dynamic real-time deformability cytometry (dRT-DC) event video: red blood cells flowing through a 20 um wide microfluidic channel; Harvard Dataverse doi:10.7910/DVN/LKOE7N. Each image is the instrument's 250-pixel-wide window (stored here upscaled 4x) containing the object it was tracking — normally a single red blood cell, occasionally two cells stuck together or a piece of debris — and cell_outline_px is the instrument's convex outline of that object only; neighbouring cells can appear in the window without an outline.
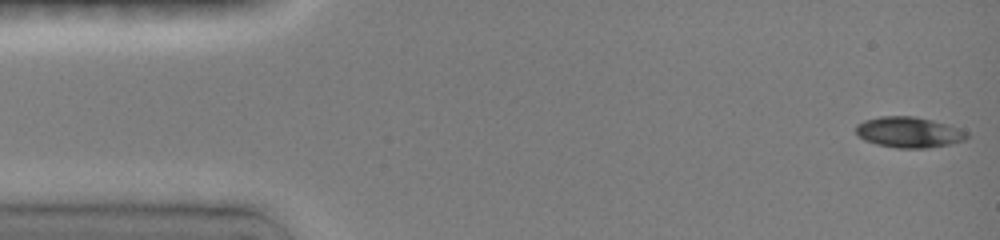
{"species": "common noctule bat (a hibernating species)", "species_latin": "Nyctalus noctula", "temperature_condition": "room temperature", "stored_images_in_passage": 34, "camera_frame_rate_fps": 3000, "um_per_image_px": 0.085, "animal": {"sex": "female", "body_mass_g": 19.0, "forearm_length_mm": 51.5}, "frame": {"image": 1, "passage_image": 1, "time_ms": 0.0, "image_size_px": [1000, 240], "cell_outline_px": [[968, 136], [964, 140], [948, 144], [928, 148], [896, 148], [876, 144], [864, 140], [856, 132], [856, 124], [864, 120], [880, 116], [916, 116], [948, 124], [968, 132]], "centroid_in_image_um": [77.24, 11.23], "position_along_channel_um": 7.8, "area_um2": 19.88}}
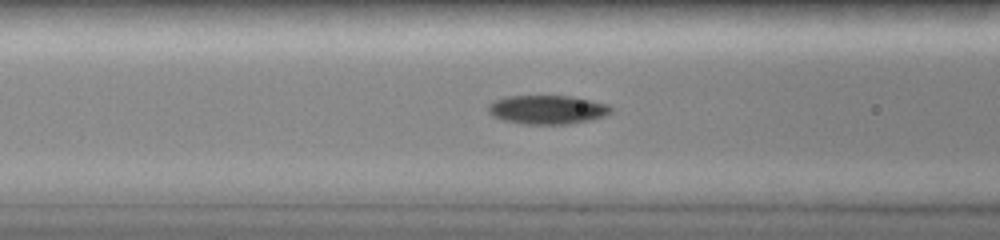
{"frame": {"image": 2, "passage_image": 14, "time_ms": 5.667, "image_size_px": [1000, 240], "cell_outline_px": [[612, 112], [604, 116], [592, 120], [568, 124], [524, 124], [504, 120], [492, 116], [488, 112], [488, 104], [496, 100], [508, 96], [568, 96], [608, 104], [612, 108]], "centroid_in_image_um": [46.52, 9.33], "position_along_channel_um": 120.1, "area_um2": 20.58}}
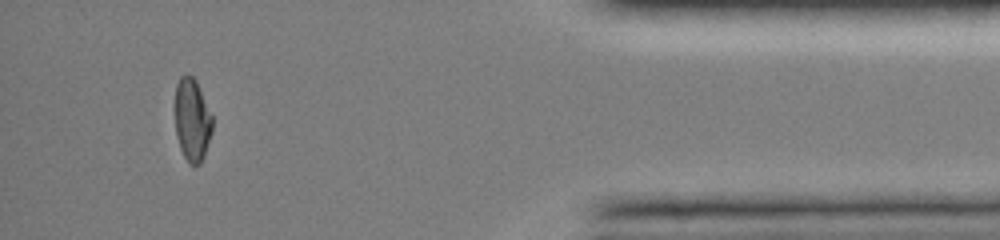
{"frame": {"image": 3, "passage_image": 31, "time_ms": 14.0, "image_size_px": [1000, 240], "cell_outline_px": [[212, 132], [204, 156], [200, 164], [188, 164], [180, 148], [176, 136], [176, 84], [180, 76], [184, 72], [188, 72], [196, 80], [212, 116]], "centroid_in_image_um": [16.33, 10.17], "position_along_channel_um": 418.9, "area_um2": 18.03}, "authors_computed_cell_mechanics": {"area_um2": 19.5942, "velocity_mm_per_s": 4.0553, "shape_relaxation_time_tau1_ms": 11.1893, "shape_relaxation_time_tau2_ms": 6.9655, "deformation_change_tau1": 0.2896, "deformation_change_tau2": 0.0943}}